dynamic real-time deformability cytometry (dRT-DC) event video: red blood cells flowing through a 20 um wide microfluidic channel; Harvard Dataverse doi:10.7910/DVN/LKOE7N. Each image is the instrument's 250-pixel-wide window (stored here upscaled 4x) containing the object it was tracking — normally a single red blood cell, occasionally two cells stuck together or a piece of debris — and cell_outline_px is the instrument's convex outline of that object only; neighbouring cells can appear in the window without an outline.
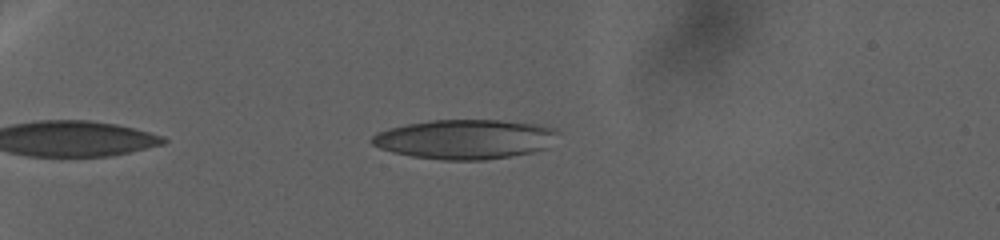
{"species": "human", "species_latin": "Homo sapiens", "temperature_condition": "warm", "stored_images_in_passage": 136, "camera_frame_rate_fps": 3000, "um_per_image_px": 0.085, "donor": {"sex": "female"}, "frame": {"image": 1, "passage_image": 15, "time_ms": 5.333, "image_size_px": [1000, 240], "cell_outline_px": [[556, 132], [544, 148], [532, 152], [484, 160], [440, 160], [412, 156], [392, 152], [380, 148], [372, 144], [372, 136], [380, 132], [392, 128], [408, 124], [432, 120], [496, 120], [532, 124], [548, 128]], "centroid_in_image_um": [39.42, 11.84], "position_along_channel_um": 45.6, "area_um2": 41.73}}
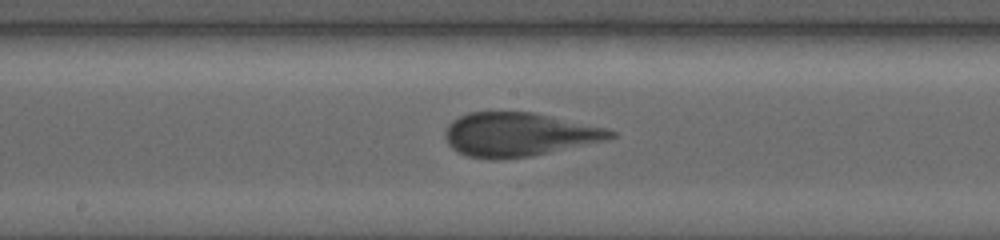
{"frame": {"image": 2, "passage_image": 67, "time_ms": 27.0, "image_size_px": [1000, 240], "cell_outline_px": [[616, 136], [608, 140], [532, 156], [468, 156], [452, 148], [448, 144], [444, 136], [444, 132], [448, 124], [452, 120], [468, 112], [532, 112], [608, 128], [616, 132]], "centroid_in_image_um": [44.14, 11.39], "position_along_channel_um": 204.1, "area_um2": 41.38}}
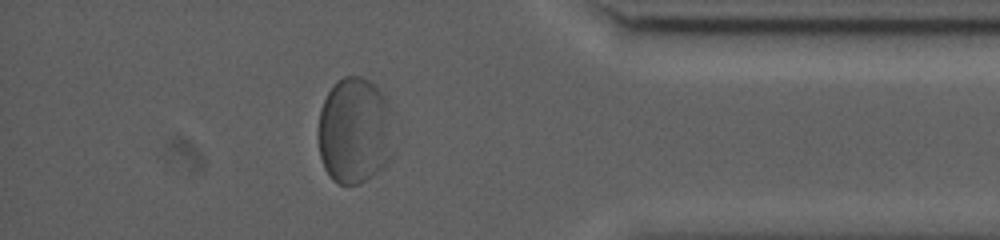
{"frame": {"image": 3, "passage_image": 119, "time_ms": 47.333, "image_size_px": [1000, 240], "cell_outline_px": [[396, 152], [372, 176], [360, 184], [340, 184], [332, 180], [324, 168], [320, 156], [316, 136], [320, 108], [332, 84], [336, 80], [344, 76], [360, 76], [368, 80], [384, 96], [388, 104], [396, 148]], "centroid_in_image_um": [30.13, 11.13], "position_along_channel_um": 405.1, "area_um2": 47.74}}